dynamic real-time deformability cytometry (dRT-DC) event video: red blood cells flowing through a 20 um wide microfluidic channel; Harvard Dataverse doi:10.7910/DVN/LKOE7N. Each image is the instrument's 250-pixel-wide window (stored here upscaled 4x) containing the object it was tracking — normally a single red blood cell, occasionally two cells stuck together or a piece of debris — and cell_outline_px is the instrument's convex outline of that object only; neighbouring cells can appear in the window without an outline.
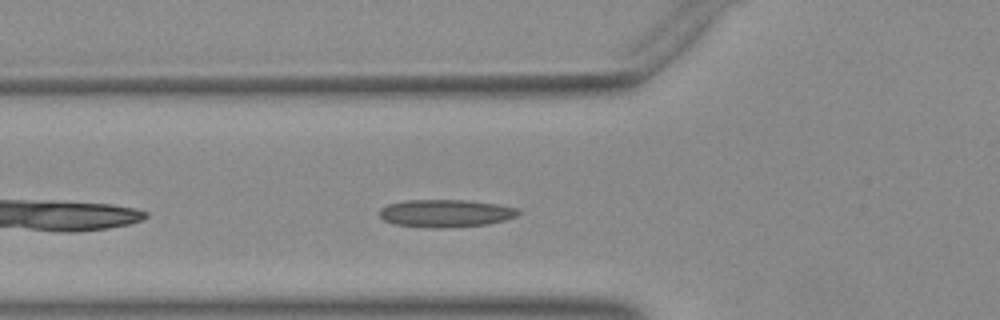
{"species": "Egyptian fruit bat (a non-hibernating species)", "species_latin": "Rousettus aegyptiacus", "temperature_condition": "warm", "stored_images_in_passage": 39, "camera_frame_rate_fps": 3000, "um_per_image_px": 0.085, "animal": {"sex": "female"}, "frame": {"image": 1, "passage_image": 5, "time_ms": 1.333, "image_size_px": [1000, 320], "cell_outline_px": [[520, 212], [516, 216], [504, 220], [488, 224], [448, 228], [428, 228], [392, 224], [384, 220], [380, 216], [380, 208], [388, 204], [408, 200], [464, 200], [496, 204], [516, 208]], "centroid_in_image_um": [37.84, 18.14], "position_along_channel_um": 88.0, "area_um2": 22.37}}
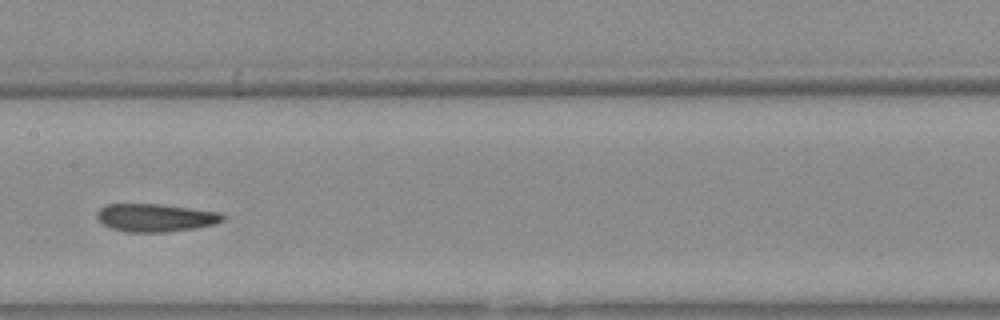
{"frame": {"image": 2, "passage_image": 13, "time_ms": 4.0, "image_size_px": [1000, 320], "cell_outline_px": [[224, 220], [212, 224], [196, 228], [164, 232], [124, 232], [112, 228], [104, 224], [96, 216], [96, 212], [100, 208], [108, 204], [160, 204], [220, 212], [224, 216]], "centroid_in_image_um": [13.2, 18.5], "position_along_channel_um": 194.2, "area_um2": 20.35}}
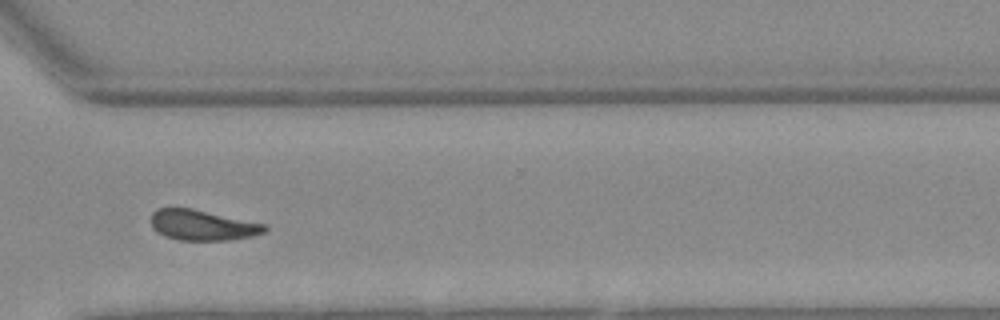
{"frame": {"image": 3, "passage_image": 25, "time_ms": 8.0, "image_size_px": [1000, 320], "cell_outline_px": [[268, 228], [264, 232], [252, 236], [228, 240], [180, 240], [164, 236], [156, 232], [152, 228], [152, 212], [156, 208], [192, 208], [264, 224]], "centroid_in_image_um": [17.17, 19.14], "position_along_channel_um": 353.4, "area_um2": 20.06}}